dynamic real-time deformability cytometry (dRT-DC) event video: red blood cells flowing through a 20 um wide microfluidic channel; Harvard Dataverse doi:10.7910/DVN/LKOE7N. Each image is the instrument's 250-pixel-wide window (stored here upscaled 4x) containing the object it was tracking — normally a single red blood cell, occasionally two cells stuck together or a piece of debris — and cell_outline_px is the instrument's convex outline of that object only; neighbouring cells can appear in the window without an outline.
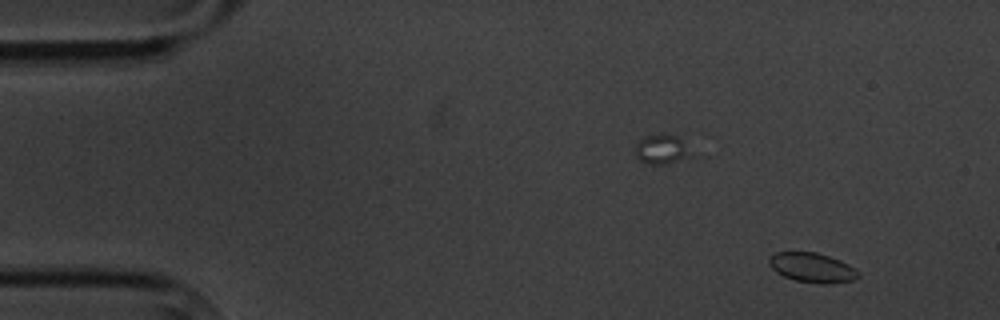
{"species": "common noctule bat (a hibernating species)", "species_latin": "Nyctalus noctula", "temperature_condition": "cold", "stored_images_in_passage": 10, "camera_frame_rate_fps": 3000, "um_per_image_px": 0.085, "animal": {"sex": "male", "body_mass_g": 20.1, "forearm_length_mm": 53.5}, "frame": {"image": 1, "passage_image": 1, "time_ms": 0.0, "image_size_px": [1000, 320], "cell_outline_px": [[860, 276], [852, 280], [828, 284], [820, 284], [796, 280], [784, 276], [776, 272], [768, 264], [768, 260], [776, 252], [816, 252], [840, 260], [848, 264], [860, 272]], "centroid_in_image_um": [69.05, 22.75], "position_along_channel_um": 16.0, "area_um2": 15.32}}
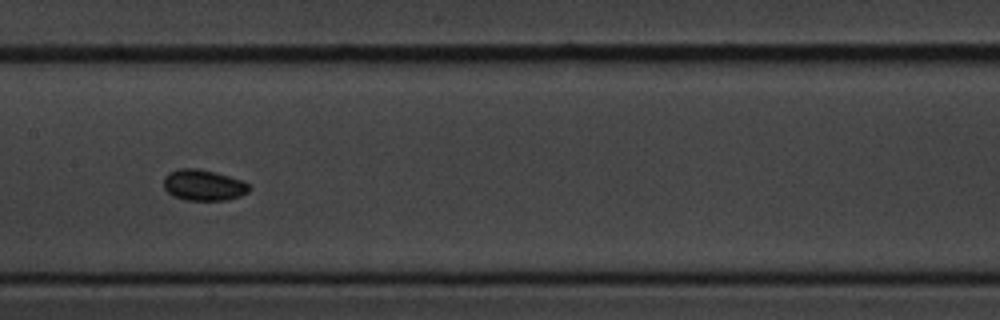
{"frame": {"image": 2, "passage_image": 7, "time_ms": 8.0, "image_size_px": [1000, 320], "cell_outline_px": [[252, 188], [248, 192], [240, 196], [228, 200], [184, 200], [172, 196], [164, 188], [164, 176], [168, 172], [180, 168], [200, 168], [216, 172], [244, 180]], "centroid_in_image_um": [17.31, 15.73], "position_along_channel_um": 190.1, "area_um2": 15.78}}
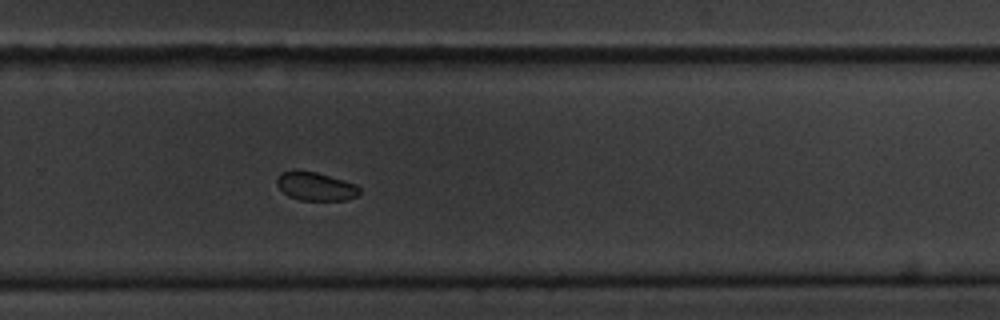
{"frame": {"image": 3, "passage_image": 10, "time_ms": 11.333, "image_size_px": [1000, 320], "cell_outline_px": [[360, 196], [348, 200], [300, 200], [288, 196], [276, 184], [276, 180], [284, 172], [316, 172], [344, 180], [356, 184], [360, 188]], "centroid_in_image_um": [26.91, 15.88], "position_along_channel_um": 302.9, "area_um2": 13.47}}